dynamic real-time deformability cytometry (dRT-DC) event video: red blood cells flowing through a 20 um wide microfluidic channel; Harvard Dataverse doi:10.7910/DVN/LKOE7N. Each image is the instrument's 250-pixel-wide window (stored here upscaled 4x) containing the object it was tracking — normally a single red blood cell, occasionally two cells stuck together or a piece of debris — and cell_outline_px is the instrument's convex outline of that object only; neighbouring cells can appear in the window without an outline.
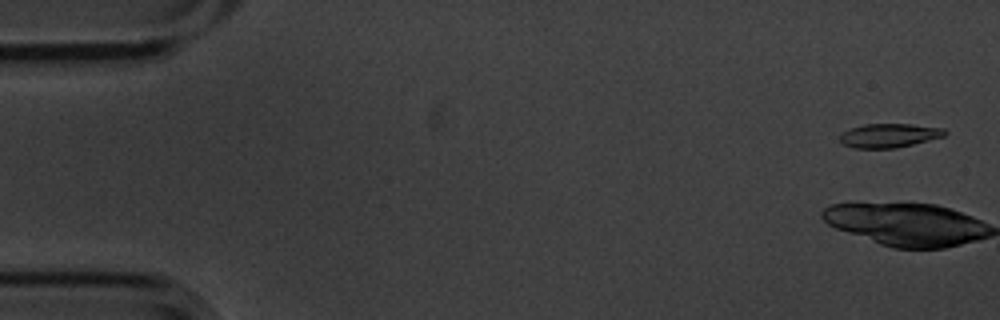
{"species": "common noctule bat (a hibernating species)", "species_latin": "Nyctalus noctula", "temperature_condition": "cold", "stored_images_in_passage": 5, "segment_of_instrument_passage": [2, 2], "camera_frame_rate_fps": 3000, "um_per_image_px": 0.085, "animal": {"sex": "male", "body_mass_g": 20.1, "forearm_length_mm": 53.5}, "frame": {"image": 1, "passage_image": 5, "time_ms": 1.333, "image_size_px": [1000, 320], "cell_outline_px": [[948, 132], [944, 136], [896, 148], [852, 148], [840, 144], [840, 136], [844, 132], [852, 128], [864, 124], [912, 124], [944, 128]], "centroid_in_image_um": [75.57, 11.52], "position_along_channel_um": 9.4, "area_um2": 14.62}}